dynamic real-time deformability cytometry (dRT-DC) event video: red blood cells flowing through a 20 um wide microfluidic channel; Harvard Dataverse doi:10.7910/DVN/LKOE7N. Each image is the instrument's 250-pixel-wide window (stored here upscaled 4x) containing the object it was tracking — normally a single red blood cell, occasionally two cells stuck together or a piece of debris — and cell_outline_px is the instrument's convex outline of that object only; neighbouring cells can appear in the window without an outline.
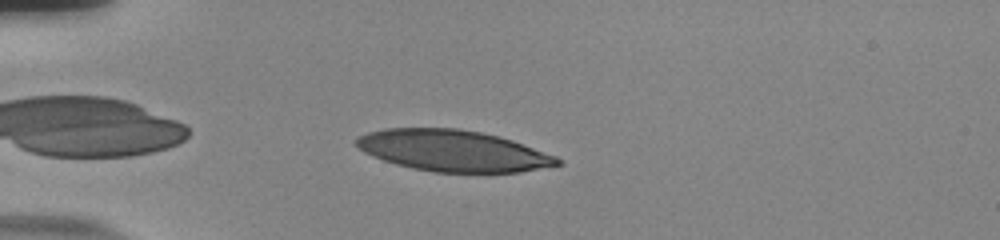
{"species": "human", "species_latin": "Homo sapiens", "temperature_condition": "room temperature", "stored_images_in_passage": 17, "camera_frame_rate_fps": 3000, "um_per_image_px": 0.085, "donor": {"sex": "male"}, "frame": {"image": 1, "passage_image": 3, "time_ms": 0.667, "image_size_px": [1000, 240], "cell_outline_px": [[564, 164], [520, 172], [432, 172], [412, 168], [396, 164], [384, 160], [364, 152], [356, 144], [356, 140], [360, 136], [368, 132], [384, 128], [460, 128], [500, 136], [512, 140], [556, 156], [564, 160]], "centroid_in_image_um": [38.55, 12.81], "position_along_channel_um": 46.4, "area_um2": 48.32}}
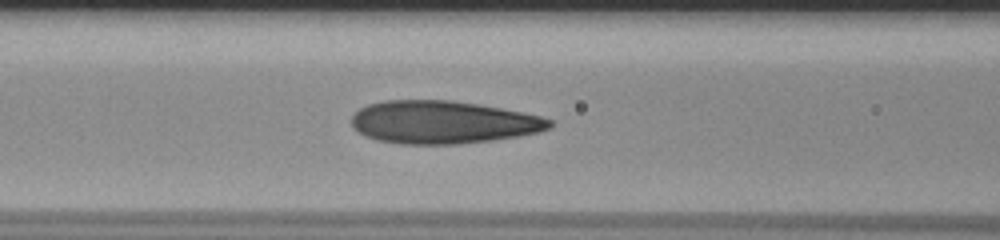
{"frame": {"image": 2, "passage_image": 12, "time_ms": 3.667, "image_size_px": [1000, 240], "cell_outline_px": [[552, 124], [548, 128], [540, 132], [520, 136], [492, 140], [456, 144], [400, 144], [376, 140], [352, 128], [352, 116], [360, 108], [368, 104], [384, 100], [452, 100], [524, 112], [540, 116], [552, 120]], "centroid_in_image_um": [37.64, 10.39], "position_along_channel_um": 129.0, "area_um2": 49.42}}
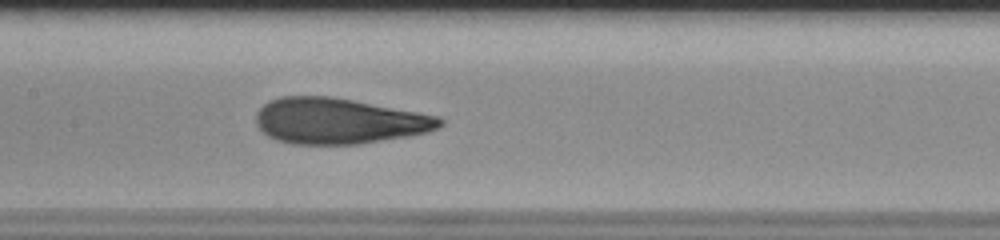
{"frame": {"image": 3, "passage_image": 16, "time_ms": 5.0, "image_size_px": [1000, 240], "cell_outline_px": [[444, 124], [428, 132], [408, 136], [360, 144], [292, 144], [276, 140], [268, 136], [256, 124], [256, 112], [268, 100], [280, 96], [332, 96], [440, 116], [444, 120]], "centroid_in_image_um": [28.79, 10.28], "position_along_channel_um": 178.6, "area_um2": 49.25}}